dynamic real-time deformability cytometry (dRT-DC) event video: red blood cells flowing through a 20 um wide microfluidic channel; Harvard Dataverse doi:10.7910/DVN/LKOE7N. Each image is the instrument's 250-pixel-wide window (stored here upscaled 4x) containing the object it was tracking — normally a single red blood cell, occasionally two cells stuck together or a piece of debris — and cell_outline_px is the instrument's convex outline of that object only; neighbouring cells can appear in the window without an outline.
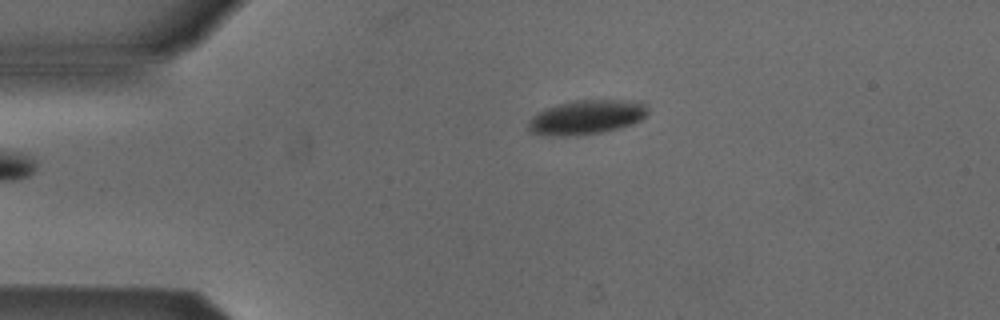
{"species": "Egyptian fruit bat (a non-hibernating species)", "species_latin": "Rousettus aegyptiacus", "temperature_condition": "cold", "stored_images_in_passage": 2, "camera_frame_rate_fps": 3000, "um_per_image_px": 0.085, "animal": {"sex": "male"}, "frame": {"image": 1, "passage_image": 2, "time_ms": 0.333, "image_size_px": [1000, 320], "cell_outline_px": [[648, 116], [632, 124], [620, 128], [600, 132], [576, 136], [548, 136], [528, 132], [528, 120], [536, 112], [544, 108], [576, 100], [640, 100], [648, 104]], "centroid_in_image_um": [49.87, 9.96], "position_along_channel_um": 35.1, "area_um2": 24.45}}